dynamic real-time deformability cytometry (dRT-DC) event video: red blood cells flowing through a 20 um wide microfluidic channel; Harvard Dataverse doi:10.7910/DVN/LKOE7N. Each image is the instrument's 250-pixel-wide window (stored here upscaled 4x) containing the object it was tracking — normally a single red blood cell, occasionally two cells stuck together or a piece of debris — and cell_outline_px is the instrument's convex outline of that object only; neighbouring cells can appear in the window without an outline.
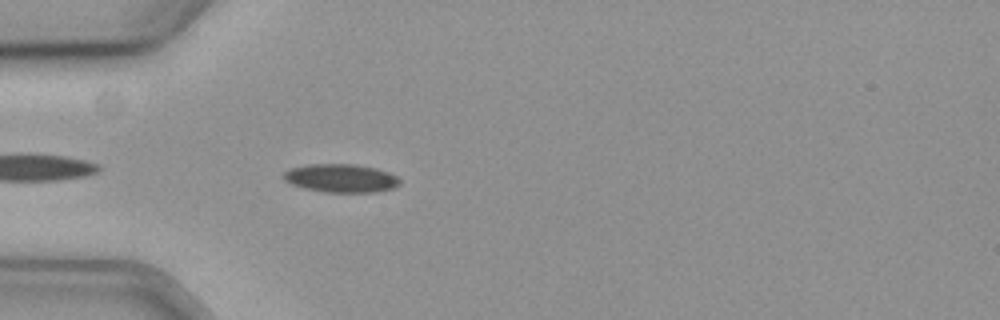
{"species": "common noctule bat (a hibernating species)", "species_latin": "Nyctalus noctula", "temperature_condition": "cold", "stored_images_in_passage": 44, "camera_frame_rate_fps": 3000, "um_per_image_px": 0.085, "animal": {"sex": "female", "body_mass_g": 19.3, "forearm_length_mm": 54.1}, "frame": {"image": 1, "passage_image": 4, "time_ms": 1.0, "image_size_px": [1000, 320], "cell_outline_px": [[400, 184], [392, 188], [376, 192], [324, 192], [304, 188], [292, 184], [284, 180], [280, 176], [284, 172], [292, 168], [308, 164], [356, 164], [376, 168], [388, 172], [396, 176], [400, 180]], "centroid_in_image_um": [28.96, 15.14], "position_along_channel_um": 56.0, "area_um2": 19.25}}
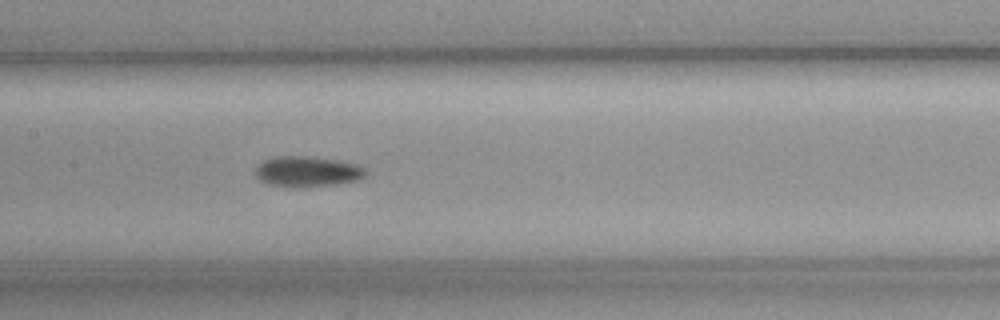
{"frame": {"image": 2, "passage_image": 15, "time_ms": 4.667, "image_size_px": [1000, 320], "cell_outline_px": [[368, 172], [364, 176], [356, 180], [336, 184], [304, 188], [292, 188], [268, 184], [260, 180], [252, 172], [256, 164], [264, 160], [276, 156], [308, 156], [336, 160], [356, 164], [364, 168]], "centroid_in_image_um": [26.05, 14.59], "position_along_channel_um": 181.4, "area_um2": 20.0}}
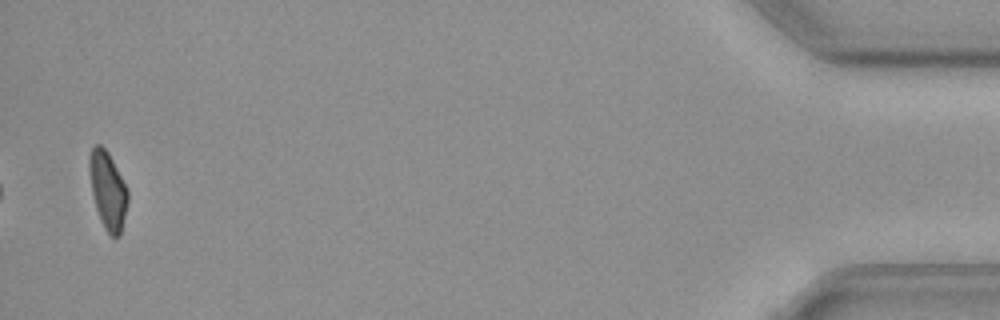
{"frame": {"image": 3, "passage_image": 43, "time_ms": 14.0, "image_size_px": [1000, 320], "cell_outline_px": [[128, 200], [120, 236], [112, 236], [104, 228], [100, 220], [96, 208], [92, 192], [88, 168], [88, 156], [92, 148], [96, 144], [100, 144], [108, 152], [128, 188]], "centroid_in_image_um": [9.15, 16.15], "position_along_channel_um": 426.0, "area_um2": 17.4}}